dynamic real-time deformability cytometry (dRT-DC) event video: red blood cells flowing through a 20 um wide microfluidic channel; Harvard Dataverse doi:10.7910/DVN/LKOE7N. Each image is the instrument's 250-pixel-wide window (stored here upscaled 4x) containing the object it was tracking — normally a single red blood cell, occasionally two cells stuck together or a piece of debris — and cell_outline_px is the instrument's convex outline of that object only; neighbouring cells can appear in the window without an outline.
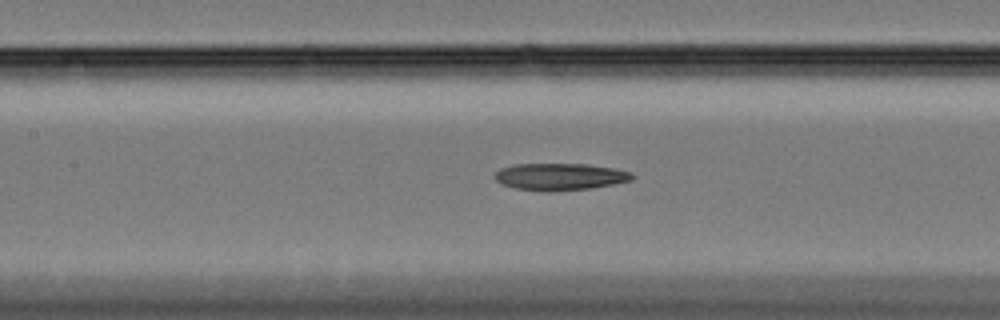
{"species": "Egyptian fruit bat (a non-hibernating species)", "species_latin": "Rousettus aegyptiacus", "temperature_condition": "cold", "stored_images_in_passage": 60, "camera_frame_rate_fps": 3000, "um_per_image_px": 0.085, "animal": {"sex": "female"}, "frame": {"image": 1, "passage_image": 28, "time_ms": 9.0, "image_size_px": [1000, 320], "cell_outline_px": [[636, 176], [632, 180], [592, 188], [548, 192], [516, 188], [504, 184], [496, 180], [496, 172], [500, 168], [516, 164], [588, 164], [612, 168], [628, 172]], "centroid_in_image_um": [47.61, 15.02], "position_along_channel_um": 159.8, "area_um2": 21.39}}
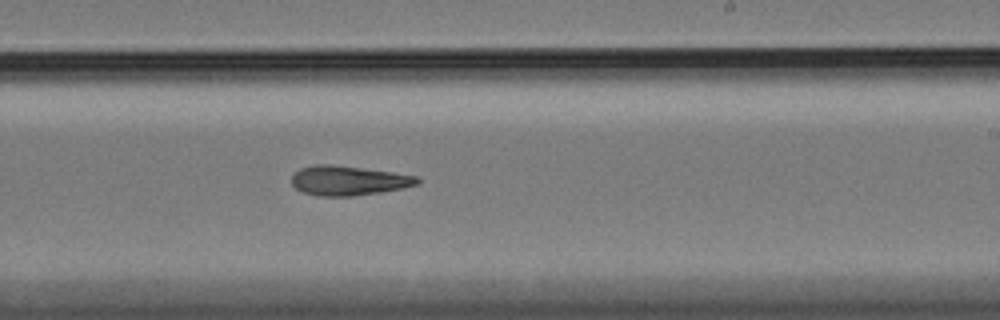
{"frame": {"image": 2, "passage_image": 37, "time_ms": 12.0, "image_size_px": [1000, 320], "cell_outline_px": [[420, 184], [404, 188], [380, 192], [352, 196], [320, 196], [304, 192], [296, 188], [292, 184], [292, 176], [300, 168], [316, 164], [328, 164], [392, 172], [416, 176], [420, 180]], "centroid_in_image_um": [29.63, 15.35], "position_along_channel_um": 259.4, "area_um2": 21.44}}
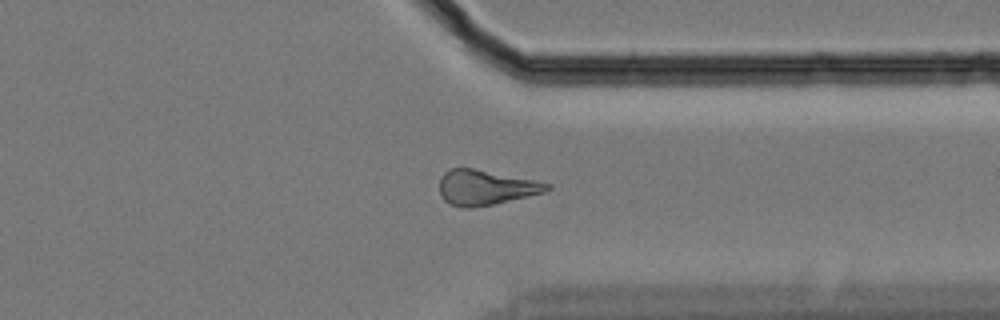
{"frame": {"image": 3, "passage_image": 47, "time_ms": 15.333, "image_size_px": [1000, 320], "cell_outline_px": [[552, 188], [544, 192], [528, 196], [492, 204], [472, 208], [464, 208], [448, 204], [444, 200], [440, 192], [440, 176], [444, 172], [452, 168], [472, 168], [552, 184]], "centroid_in_image_um": [41.24, 15.94], "position_along_channel_um": 370.2, "area_um2": 21.68}, "authors_computed_cell_mechanics": {"area_um2": 21.5016, "velocity_mm_per_s": 3.3365, "shape_relaxation_time_tau1_ms": 7.4586, "shape_relaxation_time_tau2_ms": 3.7013, "deformation_change_tau1": 0.1676, "deformation_change_tau2": 0.1369}}